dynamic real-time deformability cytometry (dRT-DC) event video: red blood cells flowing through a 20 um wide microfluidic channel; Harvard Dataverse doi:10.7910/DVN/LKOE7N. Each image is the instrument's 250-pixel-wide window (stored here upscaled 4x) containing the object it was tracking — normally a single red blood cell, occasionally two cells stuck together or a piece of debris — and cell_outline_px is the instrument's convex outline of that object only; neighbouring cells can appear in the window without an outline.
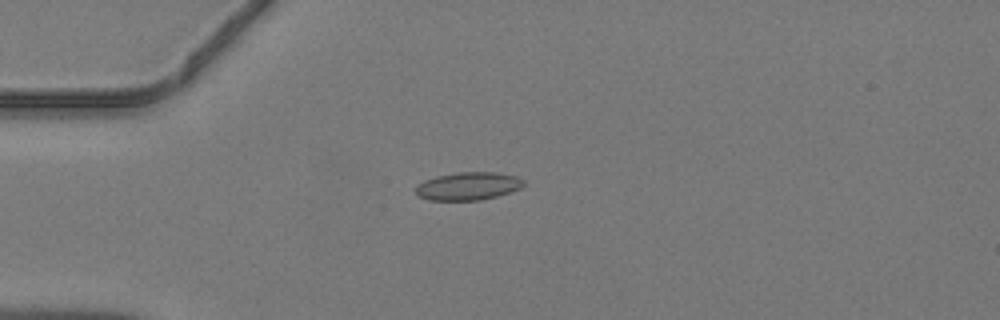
{"species": "common noctule bat (a hibernating species)", "species_latin": "Nyctalus noctula", "temperature_condition": "warm", "stored_images_in_passage": 35, "camera_frame_rate_fps": 3000, "um_per_image_px": 0.085, "animal": {"sex": "male", "body_mass_g": 19.2, "forearm_length_mm": 51.8}, "frame": {"image": 1, "passage_image": 1, "time_ms": 0.0, "image_size_px": [1000, 320], "cell_outline_px": [[524, 184], [520, 188], [496, 196], [480, 200], [428, 200], [416, 196], [416, 188], [424, 180], [436, 176], [456, 172], [496, 172], [516, 176], [524, 180]], "centroid_in_image_um": [39.77, 15.81], "position_along_channel_um": 45.2, "area_um2": 17.51}}
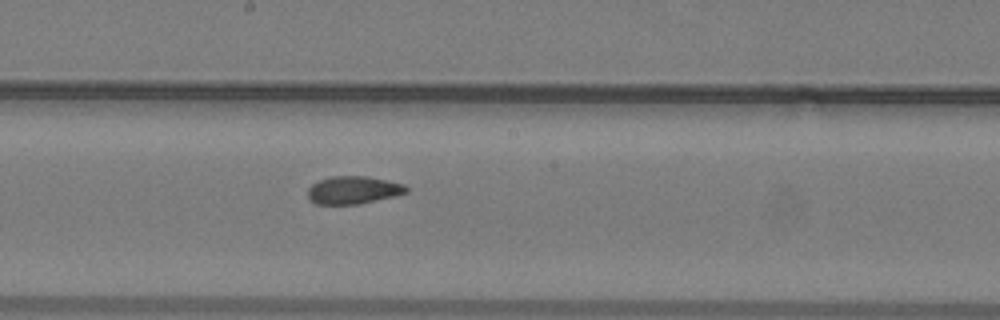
{"frame": {"image": 2, "passage_image": 14, "time_ms": 4.333, "image_size_px": [1000, 320], "cell_outline_px": [[408, 192], [396, 196], [360, 204], [316, 204], [308, 200], [308, 188], [312, 184], [320, 180], [332, 176], [368, 176], [404, 184], [408, 188]], "centroid_in_image_um": [30.03, 16.16], "position_along_channel_um": 218.2, "area_um2": 16.07}}
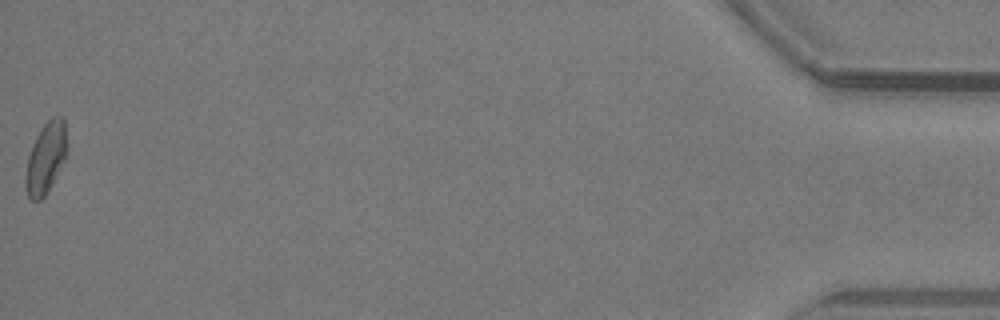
{"frame": {"image": 3, "passage_image": 35, "time_ms": 11.333, "image_size_px": [1000, 320], "cell_outline_px": [[68, 156], [52, 184], [44, 196], [40, 200], [32, 200], [28, 196], [24, 188], [24, 176], [28, 156], [32, 144], [36, 136], [44, 124], [52, 116], [64, 116], [68, 152]], "centroid_in_image_um": [3.91, 13.42], "position_along_channel_um": 431.3, "area_um2": 17.63}}